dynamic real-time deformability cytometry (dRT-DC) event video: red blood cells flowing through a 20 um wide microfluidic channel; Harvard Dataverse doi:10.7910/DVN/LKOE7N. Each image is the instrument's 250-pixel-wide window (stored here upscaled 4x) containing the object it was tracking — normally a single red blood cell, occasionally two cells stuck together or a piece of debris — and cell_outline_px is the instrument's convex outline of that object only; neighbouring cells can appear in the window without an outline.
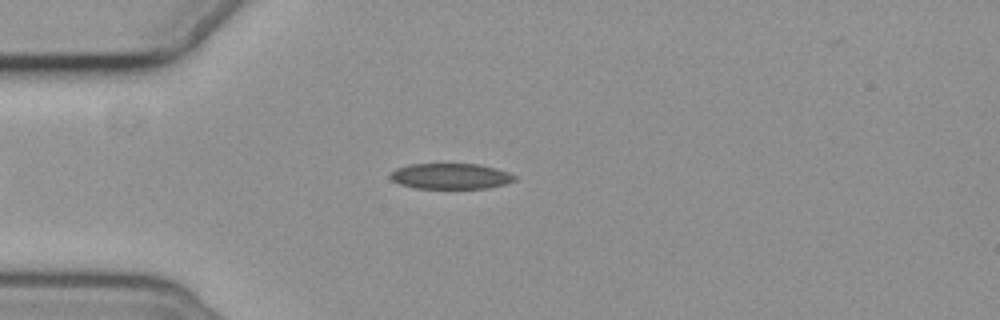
{"species": "common noctule bat (a hibernating species)", "species_latin": "Nyctalus noctula", "temperature_condition": "cold", "stored_images_in_passage": 13, "camera_frame_rate_fps": 3000, "um_per_image_px": 0.085, "animal": {"sex": "female", "body_mass_g": 19.3, "forearm_length_mm": 54.1}, "frame": {"image": 1, "passage_image": 3, "time_ms": 3.667, "image_size_px": [1000, 320], "cell_outline_px": [[516, 180], [504, 184], [488, 188], [416, 188], [400, 184], [392, 180], [388, 176], [396, 168], [408, 164], [480, 164], [496, 168], [508, 172], [516, 176]], "centroid_in_image_um": [38.3, 14.97], "position_along_channel_um": 46.7, "area_um2": 18.61}}
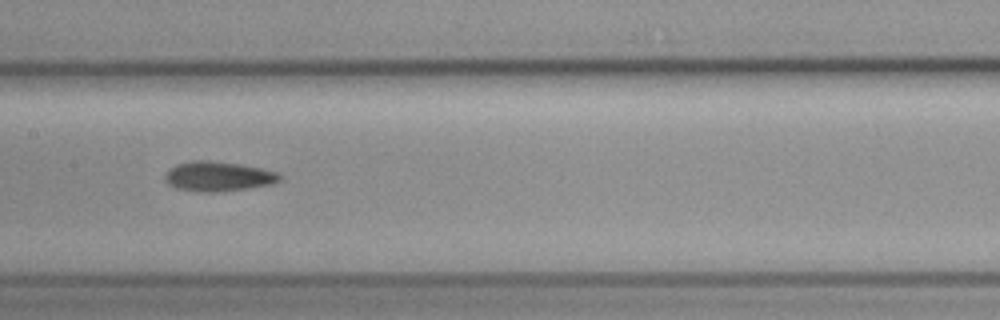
{"frame": {"image": 2, "passage_image": 7, "time_ms": 8.0, "image_size_px": [1000, 320], "cell_outline_px": [[284, 176], [280, 180], [272, 184], [244, 188], [212, 192], [204, 192], [176, 188], [168, 184], [164, 180], [164, 176], [176, 164], [192, 160], [208, 160], [240, 164], [260, 168], [276, 172]], "centroid_in_image_um": [18.54, 14.98], "position_along_channel_um": 188.9, "area_um2": 19.65}}
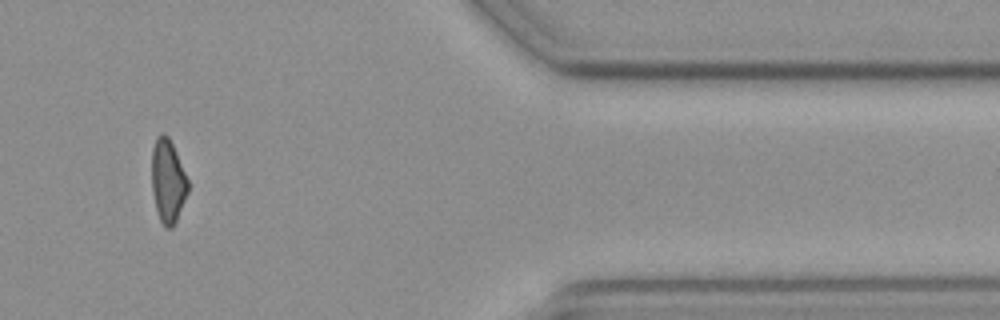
{"frame": {"image": 3, "passage_image": 12, "time_ms": 14.667, "image_size_px": [1000, 320], "cell_outline_px": [[188, 192], [176, 220], [172, 228], [164, 228], [160, 220], [156, 208], [152, 192], [152, 148], [156, 136], [164, 132], [168, 136], [176, 152], [188, 180]], "centroid_in_image_um": [14.25, 15.38], "position_along_channel_um": 397.1, "area_um2": 17.51}}